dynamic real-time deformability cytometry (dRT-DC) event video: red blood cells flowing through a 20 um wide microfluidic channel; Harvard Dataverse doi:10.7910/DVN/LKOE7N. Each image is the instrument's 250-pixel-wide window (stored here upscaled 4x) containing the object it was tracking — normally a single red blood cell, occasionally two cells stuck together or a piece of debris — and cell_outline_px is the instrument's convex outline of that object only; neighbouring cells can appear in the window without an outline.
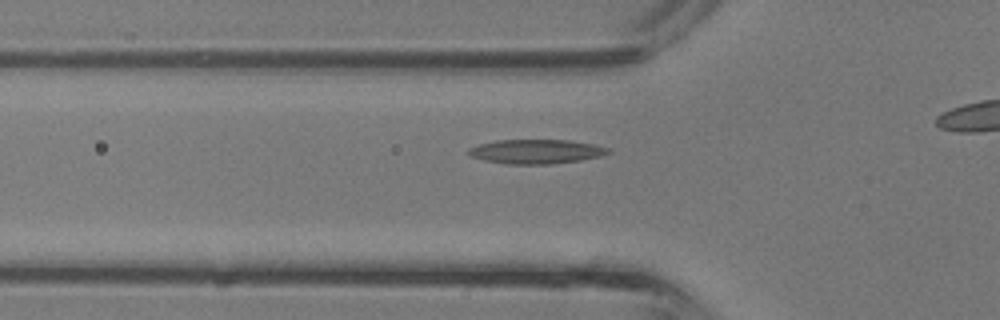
{"species": "common noctule bat (a hibernating species)", "species_latin": "Nyctalus noctula", "temperature_condition": "room temperature", "stored_images_in_passage": 27, "camera_frame_rate_fps": 3000, "um_per_image_px": 0.085, "animal": {"sex": "male", "body_mass_g": 13.3}, "frame": {"image": 1, "passage_image": 7, "time_ms": 2.0, "image_size_px": [1000, 320], "cell_outline_px": [[612, 152], [600, 156], [580, 160], [552, 164], [504, 164], [484, 160], [472, 156], [468, 152], [468, 148], [480, 144], [496, 140], [568, 140], [592, 144], [612, 148]], "centroid_in_image_um": [45.6, 12.88], "position_along_channel_um": 80.2, "area_um2": 19.77}}
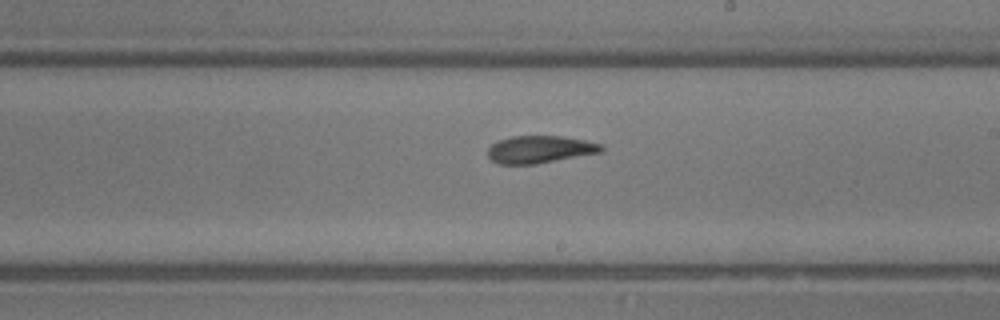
{"frame": {"image": 2, "passage_image": 16, "time_ms": 5.0, "image_size_px": [1000, 320], "cell_outline_px": [[604, 148], [600, 152], [536, 164], [496, 164], [488, 156], [488, 148], [492, 144], [500, 140], [512, 136], [560, 136], [584, 140], [600, 144]], "centroid_in_image_um": [45.85, 12.7], "position_along_channel_um": 243.2, "area_um2": 17.92}}
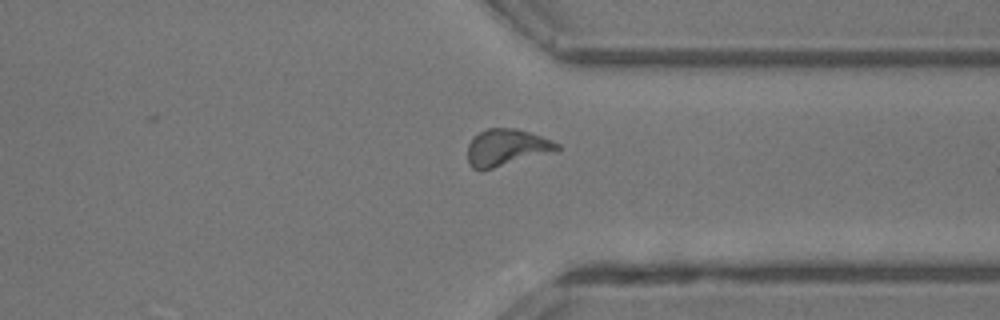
{"frame": {"image": 3, "passage_image": 23, "time_ms": 7.333, "image_size_px": [1000, 320], "cell_outline_px": [[560, 148], [548, 152], [480, 172], [472, 168], [468, 164], [468, 144], [472, 136], [488, 128], [516, 128], [552, 140], [560, 144]], "centroid_in_image_um": [42.96, 12.54], "position_along_channel_um": 368.4, "area_um2": 18.96}}